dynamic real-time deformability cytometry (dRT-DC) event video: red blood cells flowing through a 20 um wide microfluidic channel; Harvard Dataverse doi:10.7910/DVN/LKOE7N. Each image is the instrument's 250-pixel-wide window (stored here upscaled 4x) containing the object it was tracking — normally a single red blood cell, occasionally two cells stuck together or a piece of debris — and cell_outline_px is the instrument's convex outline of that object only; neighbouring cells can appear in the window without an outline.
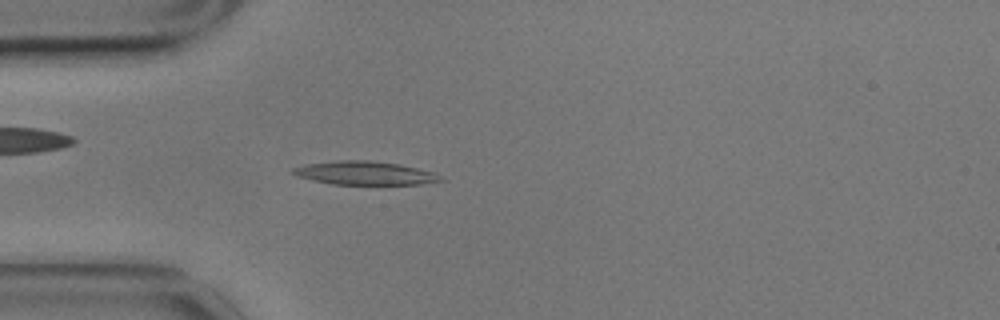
{"species": "common noctule bat (a hibernating species)", "species_latin": "Nyctalus noctula", "temperature_condition": "cold", "stored_images_in_passage": 57, "camera_frame_rate_fps": 3000, "um_per_image_px": 0.085, "animal": {"sex": "male", "body_mass_g": 17.9}, "frame": {"image": 1, "passage_image": 15, "time_ms": 4.667, "image_size_px": [1000, 320], "cell_outline_px": [[444, 180], [420, 184], [332, 184], [312, 180], [296, 176], [288, 172], [292, 168], [304, 164], [336, 160], [368, 160], [400, 164], [432, 172], [440, 176]], "centroid_in_image_um": [30.91, 14.7], "position_along_channel_um": 54.1, "area_um2": 20.23}}
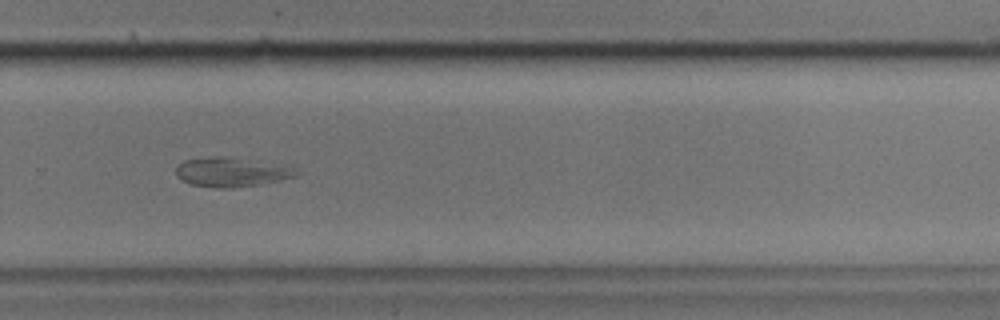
{"frame": {"image": 2, "passage_image": 38, "time_ms": 12.333, "image_size_px": [1000, 320], "cell_outline_px": [[296, 176], [280, 180], [260, 184], [228, 188], [216, 188], [192, 184], [176, 176], [176, 168], [184, 160], [216, 156], [228, 156], [288, 164], [296, 172]], "centroid_in_image_um": [19.71, 14.6], "position_along_channel_um": 310.1, "area_um2": 20.63}}
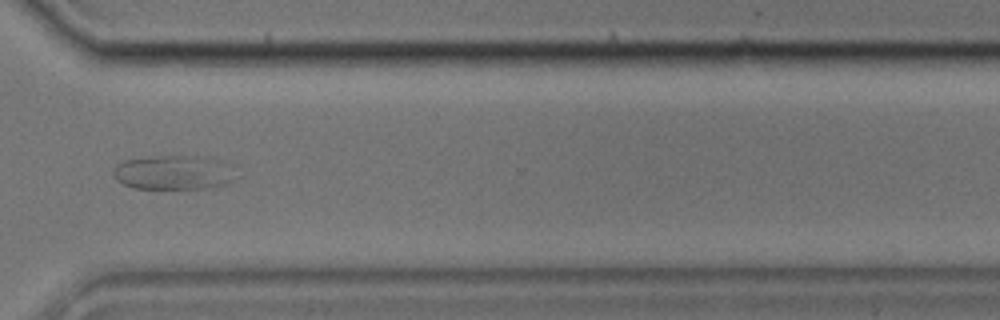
{"frame": {"image": 3, "passage_image": 42, "time_ms": 13.667, "image_size_px": [1000, 320], "cell_outline_px": [[244, 176], [236, 180], [224, 184], [208, 188], [132, 188], [116, 180], [112, 172], [112, 168], [120, 160], [148, 156], [204, 156], [220, 160], [232, 164]], "centroid_in_image_um": [14.85, 14.64], "position_along_channel_um": 355.7, "area_um2": 25.55}}